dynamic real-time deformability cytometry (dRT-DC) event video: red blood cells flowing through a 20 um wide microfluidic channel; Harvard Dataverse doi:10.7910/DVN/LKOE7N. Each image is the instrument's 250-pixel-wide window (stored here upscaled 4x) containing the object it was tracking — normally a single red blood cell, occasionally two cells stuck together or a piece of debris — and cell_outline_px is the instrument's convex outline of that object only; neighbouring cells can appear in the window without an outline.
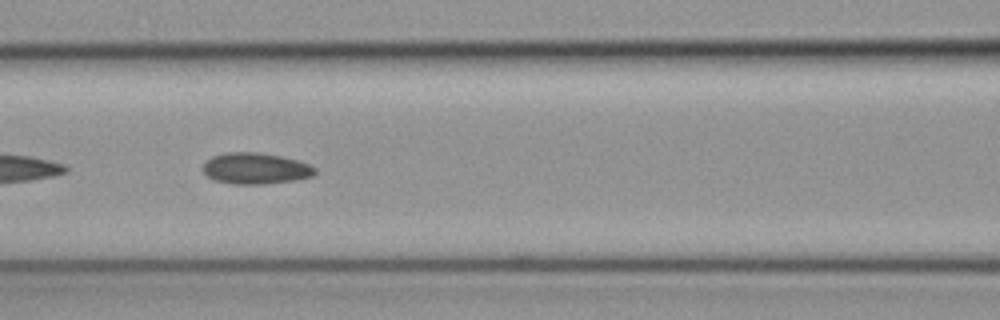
{"species": "common noctule bat (a hibernating species)", "species_latin": "Nyctalus noctula", "temperature_condition": "cold", "stored_images_in_passage": 32, "camera_frame_rate_fps": 3000, "um_per_image_px": 0.085, "animal": {"sex": "female", "body_mass_g": 19.3, "forearm_length_mm": 54.1}, "frame": {"image": 1, "passage_image": 26, "time_ms": 8.333, "image_size_px": [1000, 320], "cell_outline_px": [[316, 172], [312, 176], [296, 180], [264, 184], [232, 184], [212, 180], [204, 172], [204, 164], [212, 156], [228, 152], [260, 152], [280, 156], [296, 160], [308, 164], [316, 168]], "centroid_in_image_um": [21.72, 14.32], "position_along_channel_um": 144.9, "area_um2": 20.35}}